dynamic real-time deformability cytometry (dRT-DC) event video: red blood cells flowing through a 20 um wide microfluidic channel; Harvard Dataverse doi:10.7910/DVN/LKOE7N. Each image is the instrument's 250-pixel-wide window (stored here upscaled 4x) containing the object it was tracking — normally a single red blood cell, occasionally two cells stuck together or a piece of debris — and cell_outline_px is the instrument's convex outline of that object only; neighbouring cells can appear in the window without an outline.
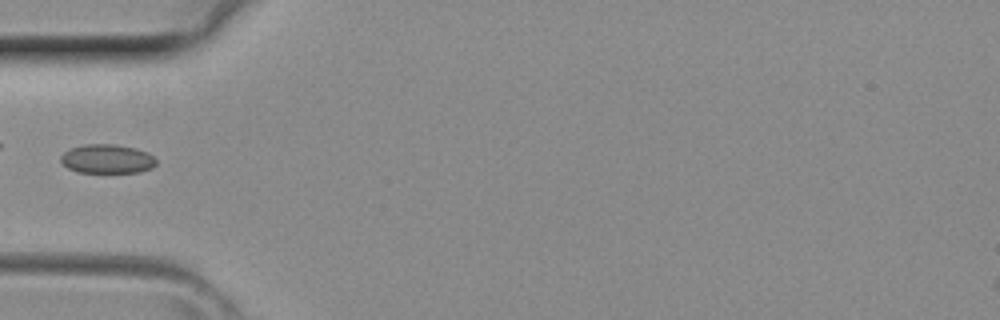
{"species": "common noctule bat (a hibernating species)", "species_latin": "Nyctalus noctula", "temperature_condition": "room temperature", "stored_images_in_passage": 7, "camera_frame_rate_fps": 3000, "um_per_image_px": 0.085, "animal": {"sex": "female", "body_mass_g": 29.2, "forearm_length_mm": 56.3}, "frame": {"image": 1, "passage_image": 1, "time_ms": 0.0, "image_size_px": [1000, 320], "cell_outline_px": [[156, 164], [152, 168], [140, 172], [76, 172], [68, 168], [60, 160], [60, 156], [68, 148], [84, 144], [112, 144], [136, 148], [148, 152], [156, 160]], "centroid_in_image_um": [9.09, 13.5], "position_along_channel_um": 75.9, "area_um2": 16.24}}
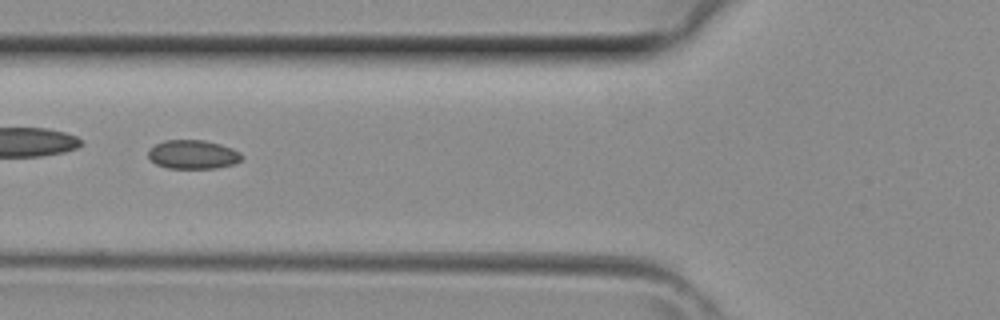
{"frame": {"image": 2, "passage_image": 3, "time_ms": 0.667, "image_size_px": [1000, 320], "cell_outline_px": [[244, 156], [236, 164], [216, 168], [168, 168], [156, 164], [148, 156], [148, 152], [156, 144], [164, 140], [204, 140], [220, 144], [232, 148], [240, 152]], "centroid_in_image_um": [16.44, 13.13], "position_along_channel_um": 109.4, "area_um2": 15.72}}